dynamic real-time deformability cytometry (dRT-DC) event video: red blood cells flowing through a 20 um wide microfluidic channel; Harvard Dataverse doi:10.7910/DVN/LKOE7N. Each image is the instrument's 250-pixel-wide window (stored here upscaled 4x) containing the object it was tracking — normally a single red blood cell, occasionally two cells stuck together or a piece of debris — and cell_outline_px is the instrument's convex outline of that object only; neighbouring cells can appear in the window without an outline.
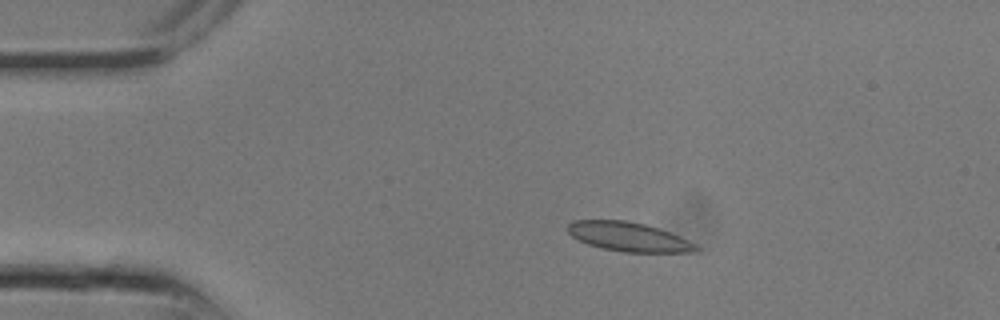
{"species": "common noctule bat (a hibernating species)", "species_latin": "Nyctalus noctula", "temperature_condition": "room temperature", "stored_images_in_passage": 14, "camera_frame_rate_fps": 3000, "um_per_image_px": 0.085, "animal": {"sex": "male", "body_mass_g": 13.3}, "frame": {"image": 1, "passage_image": 5, "time_ms": 1.333, "image_size_px": [1000, 320], "cell_outline_px": [[700, 248], [692, 252], [624, 252], [604, 248], [588, 244], [572, 236], [568, 232], [568, 224], [572, 220], [624, 220], [644, 224], [668, 232], [688, 240], [696, 244]], "centroid_in_image_um": [53.41, 20.12], "position_along_channel_um": 31.6, "area_um2": 21.44}}
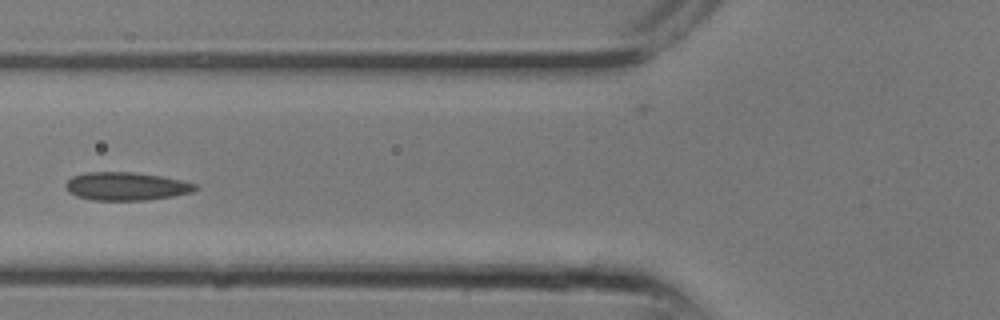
{"frame": {"image": 2, "passage_image": 10, "time_ms": 3.0, "image_size_px": [1000, 320], "cell_outline_px": [[200, 188], [192, 192], [172, 196], [148, 200], [92, 200], [76, 196], [68, 192], [64, 188], [64, 184], [72, 176], [84, 172], [132, 172], [164, 176], [196, 184]], "centroid_in_image_um": [10.7, 15.83], "position_along_channel_um": 115.1, "area_um2": 21.5}}
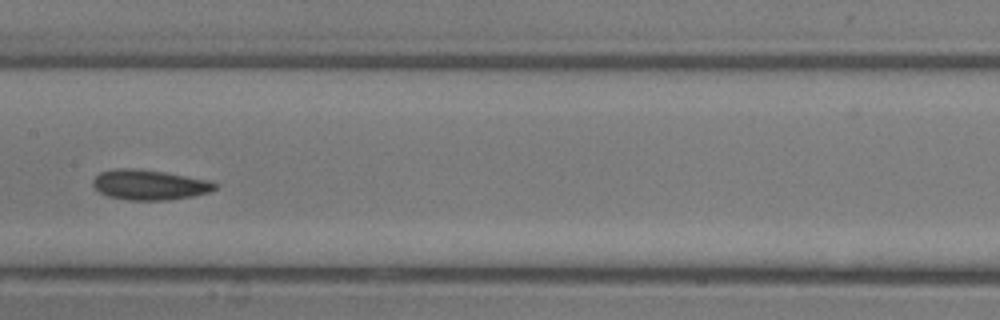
{"frame": {"image": 3, "passage_image": 13, "time_ms": 4.0, "image_size_px": [1000, 320], "cell_outline_px": [[220, 184], [216, 188], [208, 192], [196, 196], [168, 200], [128, 200], [108, 196], [100, 192], [92, 184], [92, 180], [100, 172], [116, 168], [132, 168], [164, 172], [212, 180]], "centroid_in_image_um": [12.75, 15.71], "position_along_channel_um": 194.7, "area_um2": 21.62}}